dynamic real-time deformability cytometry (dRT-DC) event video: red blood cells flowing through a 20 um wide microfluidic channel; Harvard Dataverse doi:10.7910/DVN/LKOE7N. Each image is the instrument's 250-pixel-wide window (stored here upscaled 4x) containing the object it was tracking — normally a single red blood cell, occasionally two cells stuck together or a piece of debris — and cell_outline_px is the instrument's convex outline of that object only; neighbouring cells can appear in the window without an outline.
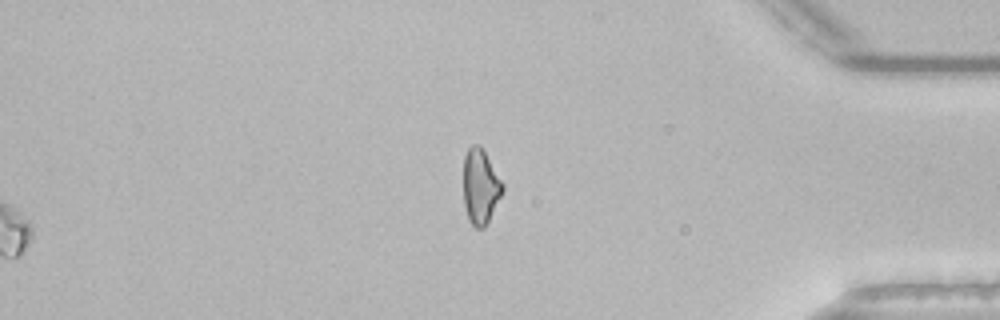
{"species": "common noctule bat (a hibernating species)", "species_latin": "Nyctalus noctula", "temperature_condition": "room temperature", "stored_images_in_passage": 45, "segment_of_instrument_passage": [2, 2], "camera_frame_rate_fps": 3000, "um_per_image_px": 0.085, "animal": {"sex": "male", "body_mass_g": 21.5, "forearm_length_mm": 52.0}, "frame": {"image": 1, "passage_image": 45, "time_ms": 14.667, "image_size_px": [1000, 320], "cell_outline_px": [[504, 188], [488, 224], [484, 228], [476, 228], [468, 220], [464, 204], [464, 156], [468, 148], [472, 144], [480, 144], [504, 184]], "centroid_in_image_um": [40.84, 15.86], "position_along_channel_um": 394.4, "area_um2": 17.22}}